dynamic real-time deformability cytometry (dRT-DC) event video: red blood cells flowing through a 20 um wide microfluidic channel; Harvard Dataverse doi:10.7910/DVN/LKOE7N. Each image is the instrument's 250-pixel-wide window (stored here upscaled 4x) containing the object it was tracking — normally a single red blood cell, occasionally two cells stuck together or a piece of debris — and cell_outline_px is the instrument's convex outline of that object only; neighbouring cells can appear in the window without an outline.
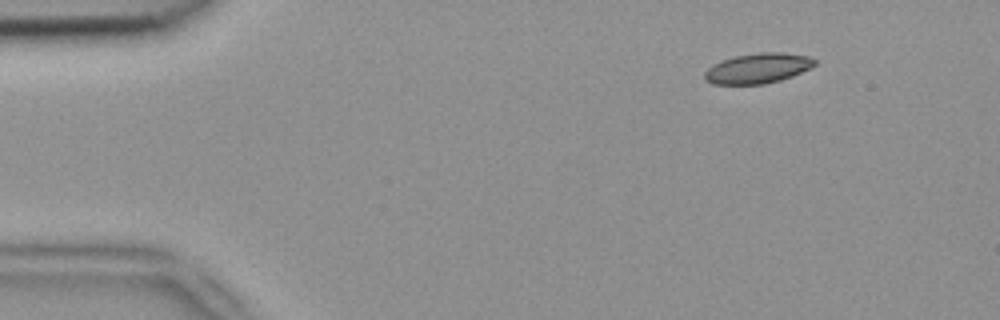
{"species": "common noctule bat (a hibernating species)", "species_latin": "Nyctalus noctula", "temperature_condition": "room temperature", "stored_images_in_passage": 7, "camera_frame_rate_fps": 3000, "um_per_image_px": 0.085, "animal": {"sex": "female", "body_mass_g": 18.4}, "frame": {"image": 1, "passage_image": 2, "time_ms": 0.333, "image_size_px": [1000, 320], "cell_outline_px": [[816, 64], [812, 68], [792, 76], [780, 80], [764, 84], [712, 84], [704, 80], [704, 72], [712, 64], [736, 56], [760, 52], [780, 52], [808, 56], [816, 60]], "centroid_in_image_um": [64.42, 5.81], "position_along_channel_um": 20.6, "area_um2": 19.36}}
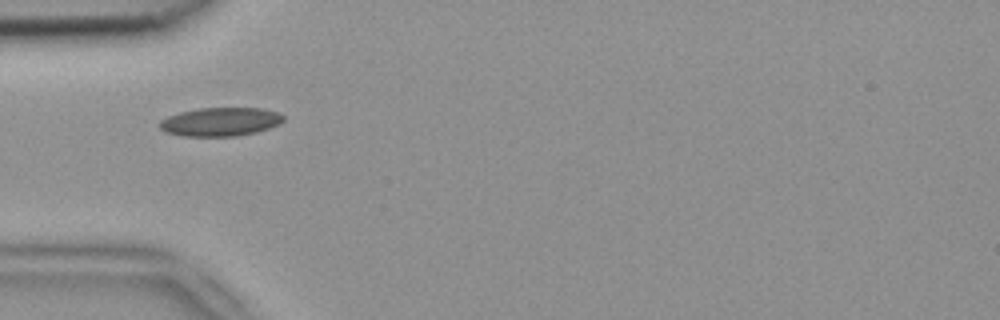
{"frame": {"image": 2, "passage_image": 5, "time_ms": 1.333, "image_size_px": [1000, 320], "cell_outline_px": [[284, 120], [280, 124], [256, 132], [236, 136], [184, 136], [164, 132], [160, 128], [160, 120], [168, 116], [180, 112], [200, 108], [260, 108], [276, 112], [284, 116]], "centroid_in_image_um": [18.72, 10.35], "position_along_channel_um": 66.3, "area_um2": 20.58}}